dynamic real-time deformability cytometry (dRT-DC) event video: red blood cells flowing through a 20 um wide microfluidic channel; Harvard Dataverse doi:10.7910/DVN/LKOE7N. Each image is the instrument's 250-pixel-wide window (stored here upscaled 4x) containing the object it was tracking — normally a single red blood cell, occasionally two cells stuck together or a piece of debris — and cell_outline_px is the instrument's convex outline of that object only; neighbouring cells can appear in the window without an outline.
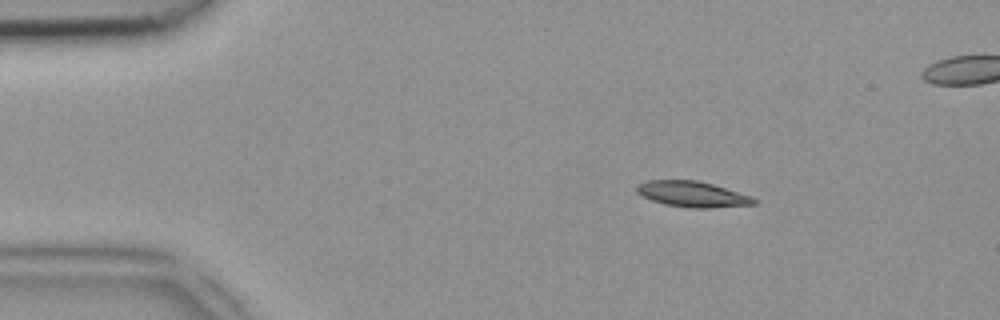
{"species": "common noctule bat (a hibernating species)", "species_latin": "Nyctalus noctula", "temperature_condition": "room temperature", "stored_images_in_passage": 42, "camera_frame_rate_fps": 3000, "um_per_image_px": 0.085, "animal": {"sex": "female", "body_mass_g": 18.4}, "frame": {"image": 1, "passage_image": 1, "time_ms": 0.0, "image_size_px": [1000, 320], "cell_outline_px": [[756, 204], [712, 208], [688, 208], [664, 204], [652, 200], [636, 192], [636, 188], [640, 184], [648, 180], [696, 180], [712, 184], [752, 196], [756, 200]], "centroid_in_image_um": [58.87, 16.51], "position_along_channel_um": 26.1, "area_um2": 17.46}}
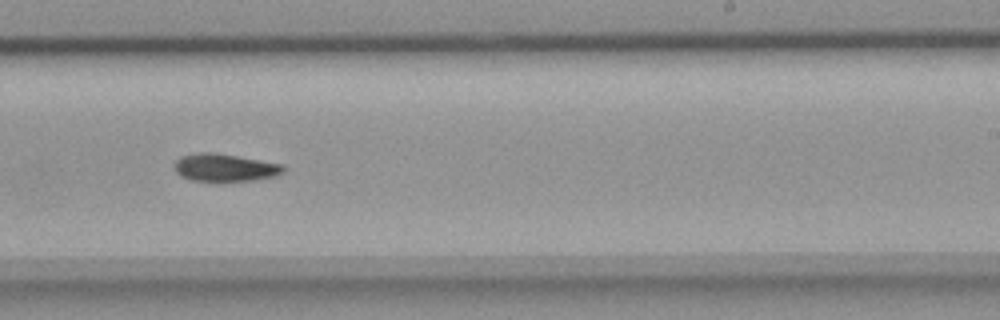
{"frame": {"image": 2, "passage_image": 23, "time_ms": 7.333, "image_size_px": [1000, 320], "cell_outline_px": [[284, 172], [276, 176], [252, 180], [192, 180], [180, 176], [176, 172], [172, 164], [180, 156], [200, 152], [212, 152], [284, 164]], "centroid_in_image_um": [19.08, 14.23], "position_along_channel_um": 269.9, "area_um2": 17.4}}
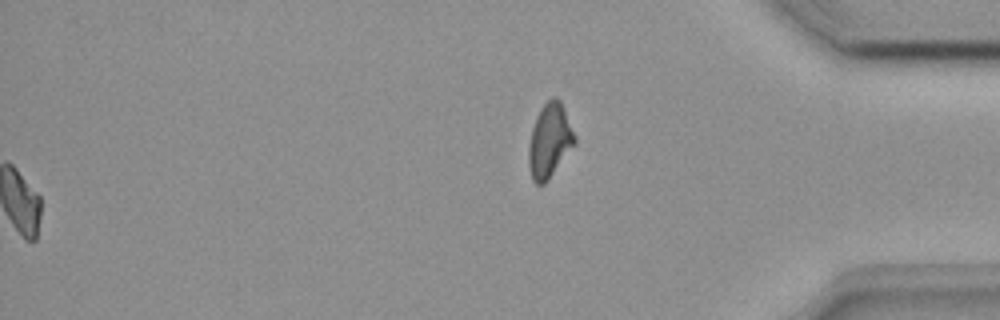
{"frame": {"image": 3, "passage_image": 42, "time_ms": 13.667, "image_size_px": [1000, 320], "cell_outline_px": [[576, 144], [544, 184], [536, 184], [532, 180], [528, 164], [528, 148], [532, 128], [536, 116], [540, 108], [552, 96], [556, 96], [560, 100], [564, 108], [576, 136]], "centroid_in_image_um": [46.72, 11.94], "position_along_channel_um": 388.5, "area_um2": 20.0}}